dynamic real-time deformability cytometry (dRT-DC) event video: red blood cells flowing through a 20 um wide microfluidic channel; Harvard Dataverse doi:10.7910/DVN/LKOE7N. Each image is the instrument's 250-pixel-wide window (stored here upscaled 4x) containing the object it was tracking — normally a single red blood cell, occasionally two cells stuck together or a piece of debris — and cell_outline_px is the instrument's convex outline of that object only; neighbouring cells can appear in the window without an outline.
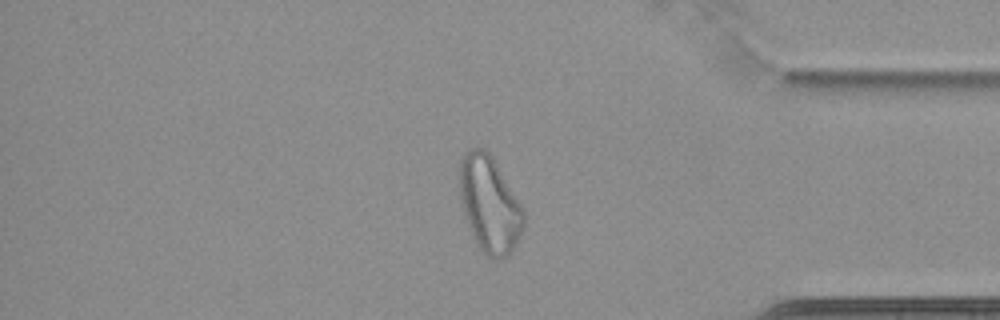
{"species": "common noctule bat (a hibernating species)", "species_latin": "Nyctalus noctula", "temperature_condition": "cold", "stored_images_in_passage": 65, "camera_frame_rate_fps": 3000, "um_per_image_px": 0.085, "animal": {"sex": "female", "body_mass_g": 22.7, "forearm_length_mm": 54.2}, "frame": {"image": 1, "passage_image": 56, "time_ms": 18.333, "image_size_px": [1000, 320], "cell_outline_px": [[524, 228], [512, 252], [508, 256], [500, 260], [492, 260], [480, 248], [472, 236], [464, 212], [460, 196], [460, 160], [468, 148], [484, 148], [492, 156], [524, 208]], "centroid_in_image_um": [41.64, 17.39], "position_along_channel_um": 393.6, "area_um2": 36.07}}